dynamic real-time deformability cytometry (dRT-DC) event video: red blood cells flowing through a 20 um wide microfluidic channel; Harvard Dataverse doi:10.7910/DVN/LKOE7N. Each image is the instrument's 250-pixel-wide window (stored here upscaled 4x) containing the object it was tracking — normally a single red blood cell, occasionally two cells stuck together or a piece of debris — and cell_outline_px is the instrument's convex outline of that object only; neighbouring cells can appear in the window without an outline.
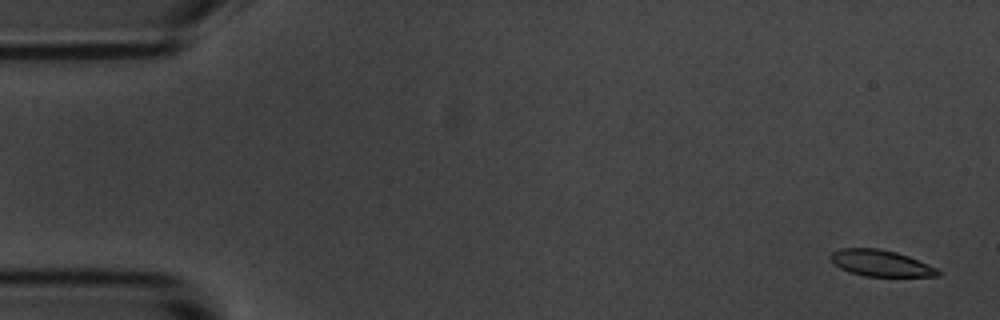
{"species": "common noctule bat (a hibernating species)", "species_latin": "Nyctalus noctula", "temperature_condition": "room temperature", "stored_images_in_passage": 11, "camera_frame_rate_fps": 3000, "um_per_image_px": 0.085, "animal": {"sex": "male", "body_mass_g": 20.1, "forearm_length_mm": 53.5}, "frame": {"image": 1, "passage_image": 1, "time_ms": 0.0, "image_size_px": [1000, 320], "cell_outline_px": [[940, 276], [864, 276], [848, 272], [840, 268], [828, 256], [832, 252], [840, 248], [880, 248], [896, 252], [908, 256], [936, 268], [940, 272]], "centroid_in_image_um": [74.82, 22.36], "position_along_channel_um": 10.2, "area_um2": 16.36}}
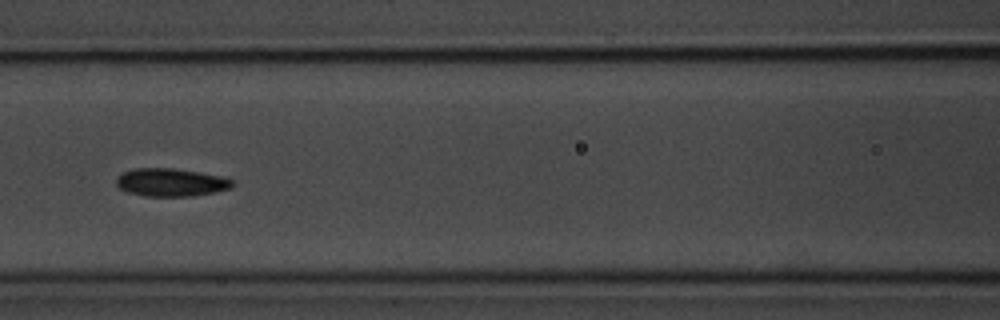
{"frame": {"image": 2, "passage_image": 7, "time_ms": 7.667, "image_size_px": [1000, 320], "cell_outline_px": [[236, 184], [232, 188], [216, 192], [192, 196], [144, 196], [128, 192], [120, 188], [116, 184], [116, 176], [124, 172], [136, 168], [176, 168], [224, 176], [232, 180]], "centroid_in_image_um": [14.57, 15.5], "position_along_channel_um": 152.0, "area_um2": 19.19}}
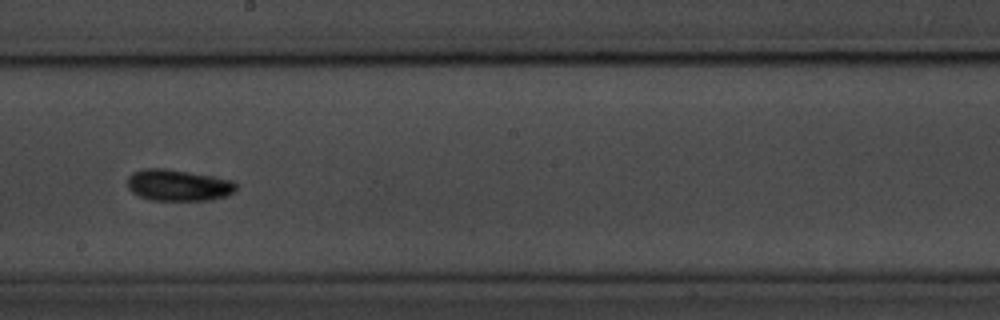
{"frame": {"image": 3, "passage_image": 9, "time_ms": 10.0, "image_size_px": [1000, 320], "cell_outline_px": [[236, 192], [228, 196], [208, 200], [152, 200], [140, 196], [132, 192], [128, 188], [128, 176], [132, 172], [144, 168], [164, 168], [236, 180]], "centroid_in_image_um": [15.18, 15.74], "position_along_channel_um": 233.0, "area_um2": 20.06}}